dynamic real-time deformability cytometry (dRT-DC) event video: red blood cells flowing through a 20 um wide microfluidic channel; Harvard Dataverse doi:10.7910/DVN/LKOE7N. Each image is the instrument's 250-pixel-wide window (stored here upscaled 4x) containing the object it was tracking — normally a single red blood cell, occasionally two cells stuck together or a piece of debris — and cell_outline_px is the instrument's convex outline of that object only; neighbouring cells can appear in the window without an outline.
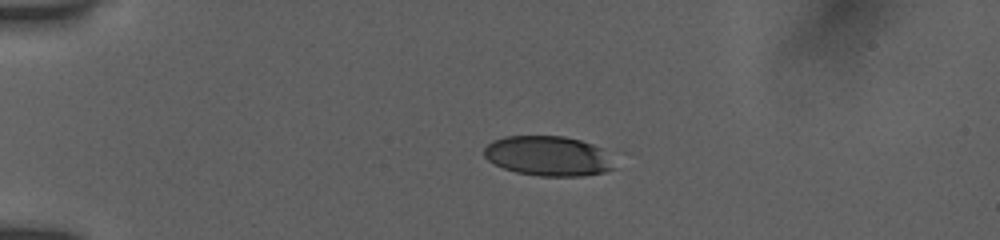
{"species": "human", "species_latin": "Homo sapiens", "temperature_condition": "room temperature", "stored_images_in_passage": 42, "camera_frame_rate_fps": 3000, "um_per_image_px": 0.085, "donor": {"sex": "female"}, "frame": {"image": 1, "passage_image": 1, "time_ms": 0.0, "image_size_px": [1000, 240], "cell_outline_px": [[616, 168], [604, 172], [584, 176], [540, 176], [516, 172], [504, 168], [488, 160], [484, 156], [484, 148], [492, 140], [504, 136], [564, 136], [580, 140], [604, 148], [612, 152]], "centroid_in_image_um": [46.68, 13.25], "position_along_channel_um": 38.3, "area_um2": 30.81}}
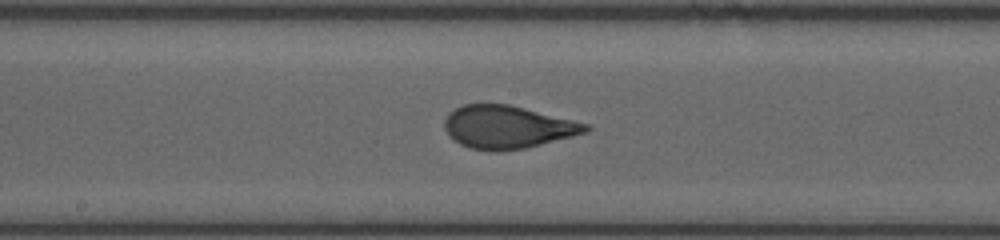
{"frame": {"image": 2, "passage_image": 18, "time_ms": 5.667, "image_size_px": [1000, 240], "cell_outline_px": [[592, 128], [588, 132], [524, 148], [468, 148], [452, 140], [448, 136], [444, 128], [444, 120], [456, 108], [464, 104], [508, 104], [592, 124]], "centroid_in_image_um": [43.17, 10.76], "position_along_channel_um": 205.0, "area_um2": 34.56}}
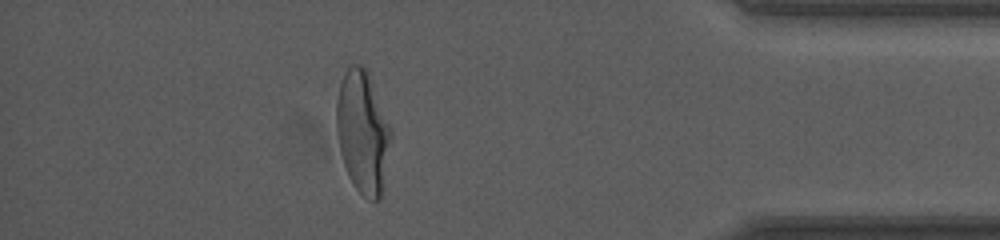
{"frame": {"image": 3, "passage_image": 36, "time_ms": 11.667, "image_size_px": [1000, 240], "cell_outline_px": [[392, 136], [380, 200], [372, 200], [364, 196], [352, 184], [348, 176], [340, 152], [336, 132], [336, 100], [340, 84], [344, 72], [352, 64], [364, 64], [368, 72], [392, 128]], "centroid_in_image_um": [30.83, 11.19], "position_along_channel_um": 404.4, "area_um2": 39.13}, "authors_computed_cell_mechanics": {"area_um2": 34.9979, "velocity_mm_per_s": 3.8772, "shape_relaxation_time_tau1_ms": 5.8825, "shape_relaxation_time_tau2_ms": null, "deformation_change_tau1": 0.2293, "deformation_change_tau2": null}}